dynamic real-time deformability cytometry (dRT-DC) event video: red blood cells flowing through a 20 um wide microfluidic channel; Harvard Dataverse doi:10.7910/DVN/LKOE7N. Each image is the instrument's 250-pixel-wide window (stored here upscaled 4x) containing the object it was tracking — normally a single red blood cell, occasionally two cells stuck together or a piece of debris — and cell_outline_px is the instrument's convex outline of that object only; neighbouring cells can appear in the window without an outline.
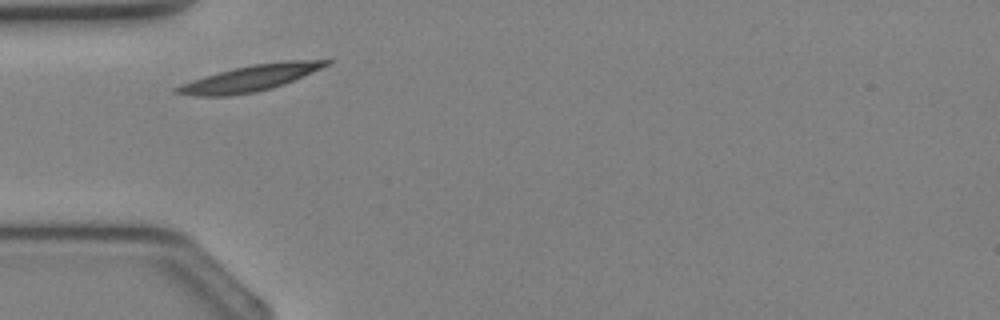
{"species": "Egyptian fruit bat (a non-hibernating species)", "species_latin": "Rousettus aegyptiacus", "temperature_condition": "cold", "stored_images_in_passage": 28, "camera_frame_rate_fps": 3000, "um_per_image_px": 0.085, "animal": {"sex": "female"}, "frame": {"image": 1, "passage_image": 2, "time_ms": 0.333, "image_size_px": [1000, 320], "cell_outline_px": [[332, 60], [328, 64], [312, 72], [284, 84], [272, 88], [256, 92], [228, 96], [192, 96], [172, 92], [172, 88], [180, 84], [216, 72], [252, 64], [284, 60]], "centroid_in_image_um": [21.18, 6.65], "position_along_channel_um": 63.8, "area_um2": 22.77}}
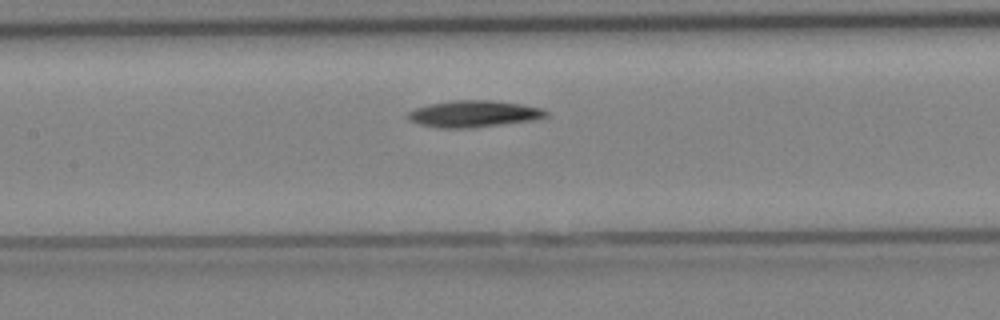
{"frame": {"image": 2, "passage_image": 8, "time_ms": 2.333, "image_size_px": [1000, 320], "cell_outline_px": [[548, 116], [536, 120], [472, 128], [440, 128], [420, 124], [408, 120], [408, 112], [416, 108], [428, 104], [452, 100], [492, 100], [520, 104], [544, 108], [548, 112]], "centroid_in_image_um": [40.3, 9.68], "position_along_channel_um": 167.1, "area_um2": 21.62}}
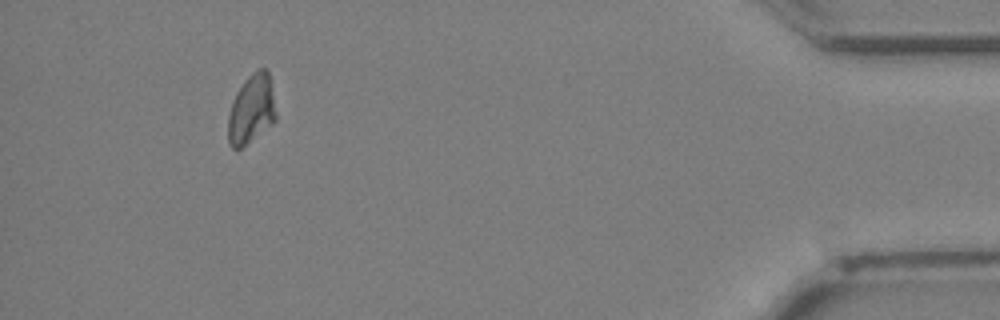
{"frame": {"image": 3, "passage_image": 25, "time_ms": 8.0, "image_size_px": [1000, 320], "cell_outline_px": [[276, 120], [272, 124], [240, 148], [232, 148], [228, 144], [228, 116], [232, 100], [236, 92], [244, 80], [252, 72], [260, 68], [264, 68], [268, 72], [272, 88], [276, 116]], "centroid_in_image_um": [21.35, 9.27], "position_along_channel_um": 413.8, "area_um2": 19.19}}